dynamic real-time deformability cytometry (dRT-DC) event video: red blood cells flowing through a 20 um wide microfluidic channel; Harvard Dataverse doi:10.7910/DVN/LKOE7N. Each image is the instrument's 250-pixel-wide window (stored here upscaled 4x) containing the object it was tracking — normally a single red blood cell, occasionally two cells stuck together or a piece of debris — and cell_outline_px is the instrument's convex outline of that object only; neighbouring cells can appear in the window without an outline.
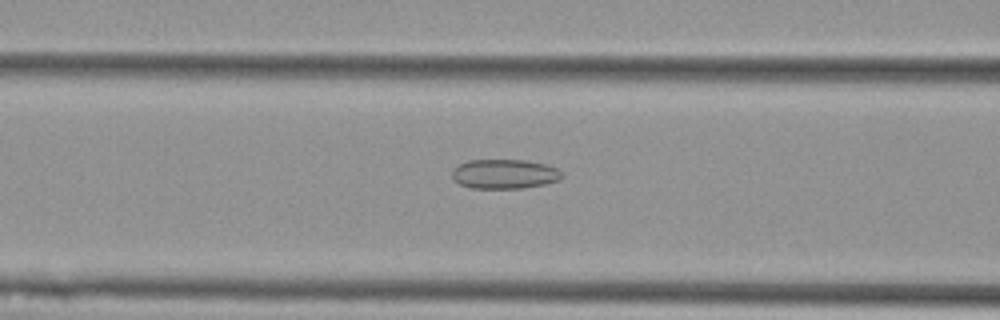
{"species": "Egyptian fruit bat (a non-hibernating species)", "species_latin": "Rousettus aegyptiacus", "temperature_condition": "cold", "stored_images_in_passage": 40, "camera_frame_rate_fps": 3000, "um_per_image_px": 0.085, "animal": {"sex": "female"}, "frame": {"image": 1, "passage_image": 7, "time_ms": 2.0, "image_size_px": [1000, 320], "cell_outline_px": [[564, 176], [560, 180], [544, 184], [524, 188], [472, 188], [460, 184], [452, 176], [452, 168], [468, 160], [524, 160], [544, 164], [556, 168]], "centroid_in_image_um": [42.88, 14.79], "position_along_channel_um": 123.7, "area_um2": 18.79}}
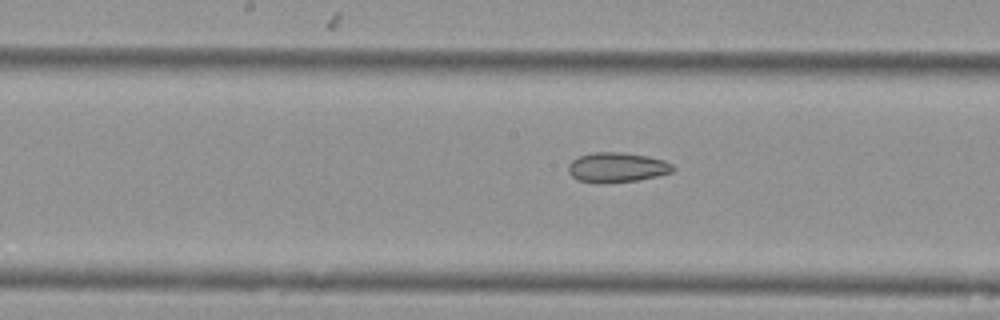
{"frame": {"image": 2, "passage_image": 13, "time_ms": 4.0, "image_size_px": [1000, 320], "cell_outline_px": [[676, 168], [672, 172], [656, 176], [636, 180], [600, 184], [596, 184], [576, 180], [568, 172], [568, 164], [572, 160], [580, 156], [592, 152], [620, 152], [648, 156], [664, 160], [672, 164]], "centroid_in_image_um": [52.41, 14.24], "position_along_channel_um": 195.8, "area_um2": 18.38}}
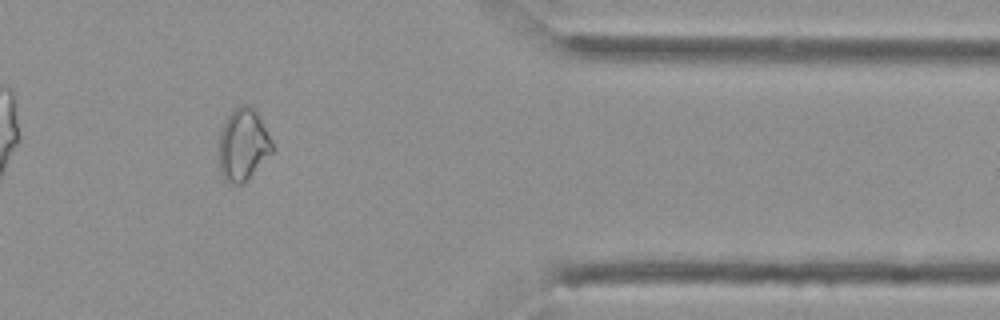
{"frame": {"image": 3, "passage_image": 31, "time_ms": 10.0, "image_size_px": [1000, 320], "cell_outline_px": [[272, 152], [244, 184], [232, 184], [224, 180], [220, 172], [220, 132], [228, 116], [240, 104], [248, 104], [256, 108], [272, 140]], "centroid_in_image_um": [20.68, 12.29], "position_along_channel_um": 390.7, "area_um2": 22.37}, "authors_computed_cell_mechanics": {"area_um2": 18.9873, "velocity_mm_per_s": 3.6136, "shape_relaxation_time_tau1_ms": null, "shape_relaxation_time_tau2_ms": 3.4018, "deformation_change_tau1": null, "deformation_change_tau2": 0.0909}}